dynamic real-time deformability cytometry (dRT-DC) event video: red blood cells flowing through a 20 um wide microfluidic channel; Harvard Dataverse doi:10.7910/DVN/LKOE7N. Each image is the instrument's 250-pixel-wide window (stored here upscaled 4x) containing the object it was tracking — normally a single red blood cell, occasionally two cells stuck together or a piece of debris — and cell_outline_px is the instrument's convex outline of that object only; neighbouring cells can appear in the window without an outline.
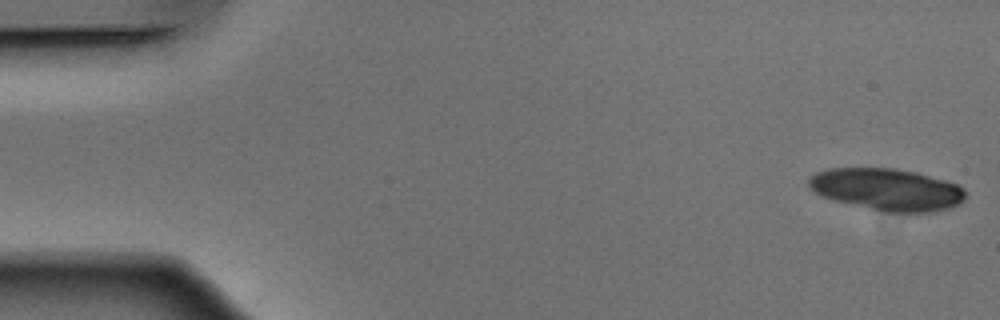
{"species": "Egyptian fruit bat (a non-hibernating species)", "species_latin": "Rousettus aegyptiacus", "temperature_condition": "warm", "stored_images_in_passage": 53, "camera_frame_rate_fps": 3000, "um_per_image_px": 0.085, "animal": {"sex": "male"}, "frame": {"image": 1, "passage_image": 1, "time_ms": 0.0, "image_size_px": [1000, 320], "cell_outline_px": [[964, 200], [960, 204], [948, 208], [932, 212], [884, 212], [832, 200], [816, 192], [808, 184], [808, 180], [816, 172], [828, 168], [896, 168], [916, 172], [944, 180], [956, 184], [964, 188]], "centroid_in_image_um": [75.4, 16.1], "position_along_channel_um": 9.6, "area_um2": 38.26}}
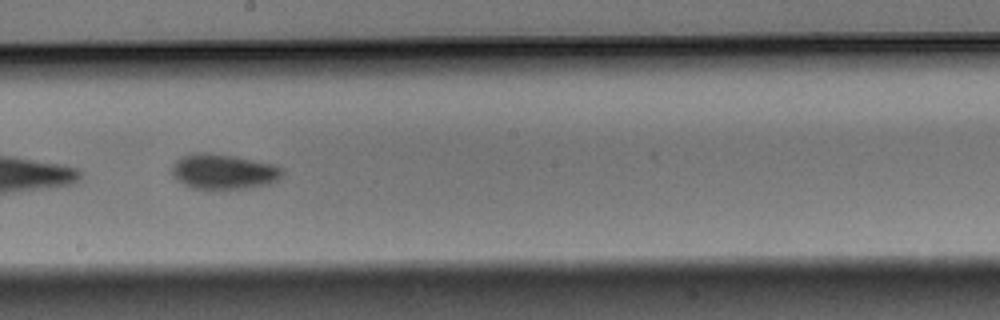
{"frame": {"image": 2, "passage_image": 29, "time_ms": 9.333, "image_size_px": [1000, 320], "cell_outline_px": [[284, 172], [276, 180], [268, 184], [248, 188], [216, 192], [204, 192], [192, 188], [176, 180], [172, 176], [172, 164], [180, 156], [196, 152], [208, 152], [236, 156], [272, 164], [284, 168]], "centroid_in_image_um": [18.94, 14.63], "position_along_channel_um": 229.3, "area_um2": 23.64}}
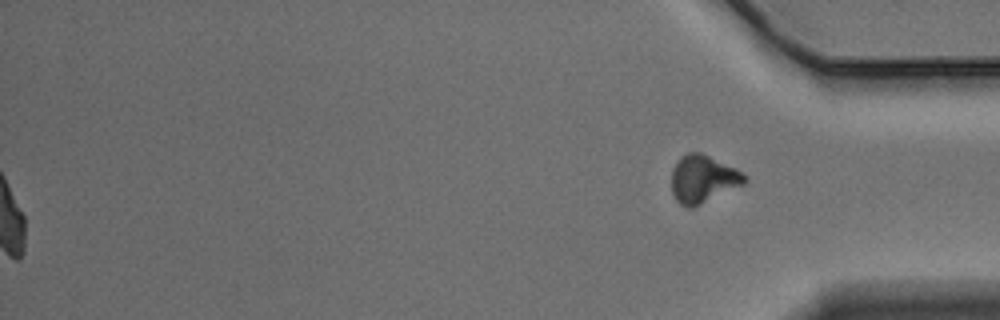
{"frame": {"image": 3, "passage_image": 53, "time_ms": 17.333, "image_size_px": [1000, 320], "cell_outline_px": [[748, 180], [744, 184], [692, 208], [688, 208], [680, 204], [676, 200], [672, 192], [672, 168], [676, 160], [680, 156], [688, 152], [700, 152], [740, 172]], "centroid_in_image_um": [59.69, 15.22], "position_along_channel_um": 375.5, "area_um2": 19.94}, "authors_computed_cell_mechanics": {"area_um2": 23.2934, "velocity_mm_per_s": 3.8761, "shape_relaxation_time_tau1_ms": 2.9061, "shape_relaxation_time_tau2_ms": 8.3322, "deformation_change_tau1": 0.1096, "deformation_change_tau2": 0.1319}}